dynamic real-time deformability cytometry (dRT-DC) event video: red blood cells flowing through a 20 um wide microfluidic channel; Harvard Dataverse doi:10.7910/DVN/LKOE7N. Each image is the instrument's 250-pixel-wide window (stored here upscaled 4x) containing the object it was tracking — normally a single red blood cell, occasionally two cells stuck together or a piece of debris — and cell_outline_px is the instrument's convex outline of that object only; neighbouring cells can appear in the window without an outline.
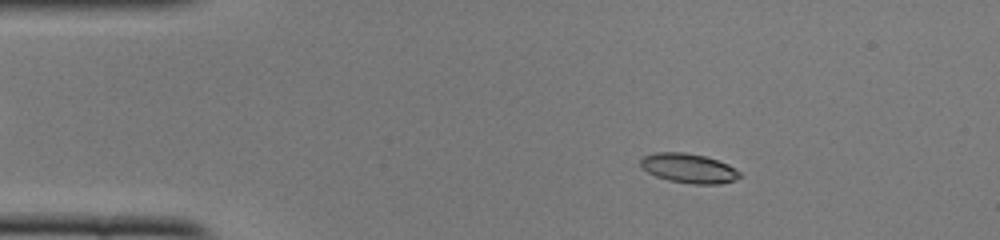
{"species": "common noctule bat (a hibernating species)", "species_latin": "Nyctalus noctula", "temperature_condition": "cold", "stored_images_in_passage": 51, "camera_frame_rate_fps": 3000, "um_per_image_px": 0.085, "animal": {"sex": "female", "body_mass_g": 22.0, "forearm_length_mm": 56.7}, "frame": {"image": 1, "passage_image": 8, "time_ms": 2.333, "image_size_px": [1000, 240], "cell_outline_px": [[744, 176], [720, 184], [692, 184], [668, 180], [656, 176], [640, 168], [640, 156], [656, 152], [684, 152], [704, 156], [728, 164], [740, 172]], "centroid_in_image_um": [58.5, 14.3], "position_along_channel_um": 26.5, "area_um2": 17.17}}
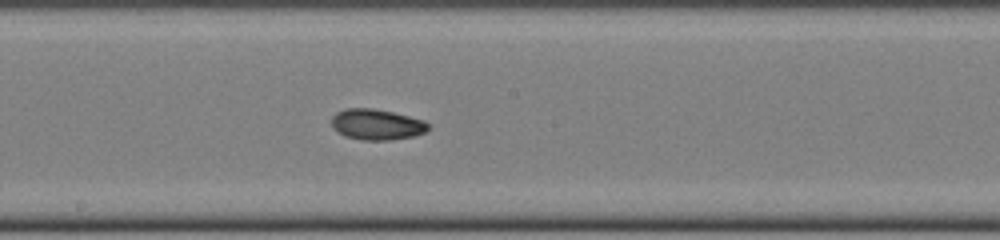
{"frame": {"image": 2, "passage_image": 27, "time_ms": 8.667, "image_size_px": [1000, 240], "cell_outline_px": [[428, 128], [424, 132], [416, 136], [392, 140], [364, 140], [344, 136], [332, 128], [332, 116], [336, 112], [344, 108], [372, 108], [392, 112], [424, 120], [428, 124]], "centroid_in_image_um": [31.99, 10.58], "position_along_channel_um": 216.2, "area_um2": 17.4}}
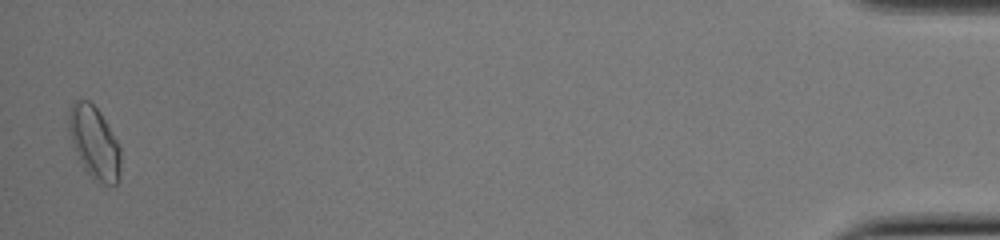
{"frame": {"image": 3, "passage_image": 50, "time_ms": 16.333, "image_size_px": [1000, 240], "cell_outline_px": [[120, 172], [116, 184], [104, 188], [84, 168], [72, 144], [68, 128], [68, 108], [80, 96], [88, 100], [100, 112], [120, 144]], "centroid_in_image_um": [8.02, 12.1], "position_along_channel_um": 427.2, "area_um2": 22.25}, "authors_computed_cell_mechanics": {"area_um2": 17.1088, "velocity_mm_per_s": 3.9216, "shape_relaxation_time_tau1_ms": 4.1296, "shape_relaxation_time_tau2_ms": 4.1278, "deformation_change_tau1": 0.1326, "deformation_change_tau2": 0.0774}}